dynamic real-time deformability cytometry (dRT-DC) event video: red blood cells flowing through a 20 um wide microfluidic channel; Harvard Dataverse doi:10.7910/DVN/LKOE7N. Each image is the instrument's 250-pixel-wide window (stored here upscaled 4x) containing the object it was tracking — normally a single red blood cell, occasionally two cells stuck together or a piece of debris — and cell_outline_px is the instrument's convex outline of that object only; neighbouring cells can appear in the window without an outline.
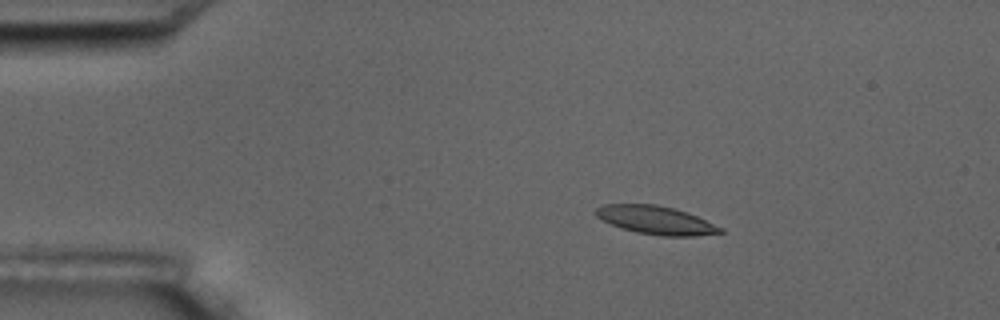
{"species": "common noctule bat (a hibernating species)", "species_latin": "Nyctalus noctula", "temperature_condition": "room temperature", "stored_images_in_passage": 16, "camera_frame_rate_fps": 3000, "um_per_image_px": 0.085, "animal": {"sex": "male", "body_mass_g": 17.5, "forearm_length_mm": 52.3}, "frame": {"image": 1, "passage_image": 3, "time_ms": 2.333, "image_size_px": [1000, 320], "cell_outline_px": [[724, 232], [692, 236], [660, 236], [636, 232], [620, 228], [596, 216], [596, 208], [604, 204], [656, 204], [688, 212], [724, 228]], "centroid_in_image_um": [55.77, 18.71], "position_along_channel_um": 29.2, "area_um2": 20.46}}
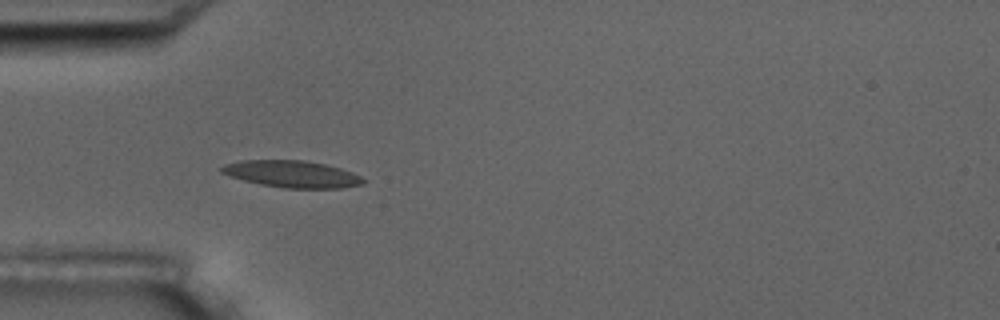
{"frame": {"image": 2, "passage_image": 5, "time_ms": 4.667, "image_size_px": [1000, 320], "cell_outline_px": [[368, 180], [364, 184], [340, 188], [284, 188], [260, 184], [244, 180], [220, 172], [220, 168], [224, 164], [240, 160], [304, 160], [324, 164], [340, 168], [352, 172]], "centroid_in_image_um": [24.84, 14.79], "position_along_channel_um": 60.2, "area_um2": 22.2}}
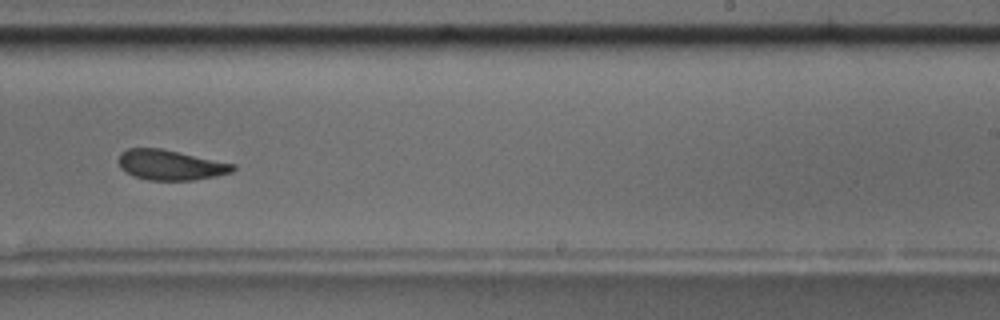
{"frame": {"image": 3, "passage_image": 10, "time_ms": 10.667, "image_size_px": [1000, 320], "cell_outline_px": [[236, 168], [232, 172], [216, 176], [192, 180], [148, 180], [136, 176], [120, 168], [120, 152], [128, 148], [160, 148], [236, 164]], "centroid_in_image_um": [14.52, 14.02], "position_along_channel_um": 274.5, "area_um2": 19.88}, "authors_computed_cell_mechanics": {"area_um2": 20.6057, "velocity_mm_per_s": 3.6284, "shape_relaxation_time_tau1_ms": 3.935, "shape_relaxation_time_tau2_ms": 3.2246, "deformation_change_tau1": 0.1137, "deformation_change_tau2": 0.0927}}